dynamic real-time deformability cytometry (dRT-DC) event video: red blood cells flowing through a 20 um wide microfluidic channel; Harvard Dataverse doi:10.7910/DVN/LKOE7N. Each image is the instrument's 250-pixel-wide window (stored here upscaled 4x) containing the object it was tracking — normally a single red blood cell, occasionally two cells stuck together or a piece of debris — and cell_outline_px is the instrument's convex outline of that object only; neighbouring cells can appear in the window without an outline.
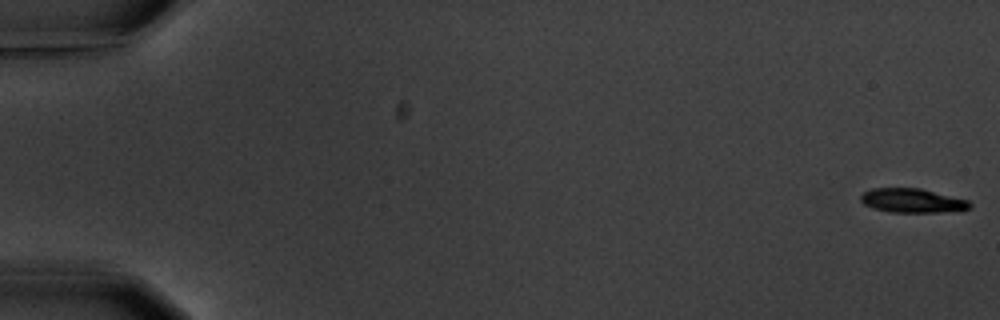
{"species": "common noctule bat (a hibernating species)", "species_latin": "Nyctalus noctula", "temperature_condition": "warm", "stored_images_in_passage": 6, "camera_frame_rate_fps": 3000, "um_per_image_px": 0.085, "animal": {"sex": "male", "body_mass_g": 20.1, "forearm_length_mm": 53.5}, "frame": {"image": 1, "passage_image": 1, "time_ms": 0.0, "image_size_px": [1000, 320], "cell_outline_px": [[972, 208], [964, 212], [888, 212], [872, 208], [864, 204], [860, 200], [860, 196], [864, 192], [872, 188], [920, 188], [968, 200], [972, 204]], "centroid_in_image_um": [77.61, 17.07], "position_along_channel_um": 7.4, "area_um2": 15.66}}